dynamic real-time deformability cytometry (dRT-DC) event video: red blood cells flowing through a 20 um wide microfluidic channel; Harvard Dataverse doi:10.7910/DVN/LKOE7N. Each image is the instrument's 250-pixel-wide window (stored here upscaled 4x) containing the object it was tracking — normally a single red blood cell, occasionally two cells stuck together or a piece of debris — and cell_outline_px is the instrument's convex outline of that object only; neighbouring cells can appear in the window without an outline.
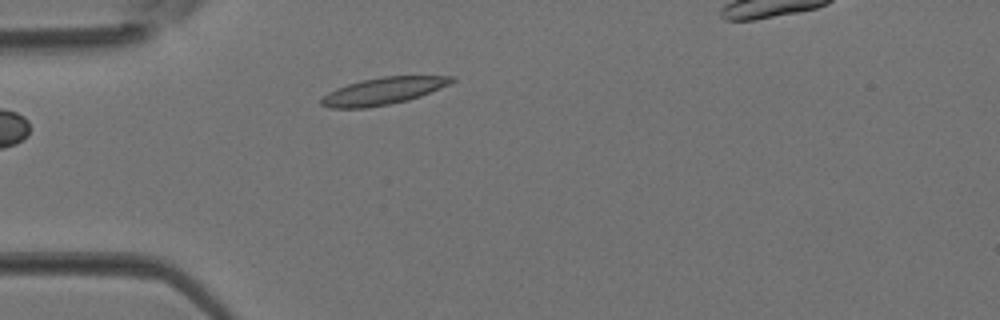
{"species": "Egyptian fruit bat (a non-hibernating species)", "species_latin": "Rousettus aegyptiacus", "temperature_condition": "room temperature", "stored_images_in_passage": 8, "camera_frame_rate_fps": 3000, "um_per_image_px": 0.085, "animal": {"sex": "female"}, "frame": {"image": 1, "passage_image": 2, "time_ms": 0.333, "image_size_px": [1000, 320], "cell_outline_px": [[456, 80], [440, 88], [420, 96], [408, 100], [368, 108], [328, 108], [320, 104], [320, 100], [328, 92], [336, 88], [360, 80], [384, 76], [456, 76]], "centroid_in_image_um": [32.55, 7.74], "position_along_channel_um": 52.5, "area_um2": 20.52}}
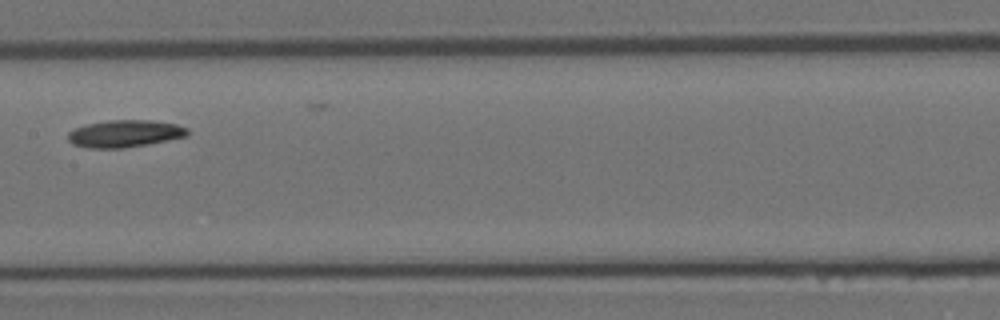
{"frame": {"image": 2, "passage_image": 7, "time_ms": 2.0, "image_size_px": [1000, 320], "cell_outline_px": [[188, 136], [148, 144], [124, 148], [88, 148], [72, 144], [68, 140], [68, 132], [76, 128], [88, 124], [108, 120], [152, 120], [176, 124], [188, 128]], "centroid_in_image_um": [10.62, 11.36], "position_along_channel_um": 196.8, "area_um2": 18.96}}